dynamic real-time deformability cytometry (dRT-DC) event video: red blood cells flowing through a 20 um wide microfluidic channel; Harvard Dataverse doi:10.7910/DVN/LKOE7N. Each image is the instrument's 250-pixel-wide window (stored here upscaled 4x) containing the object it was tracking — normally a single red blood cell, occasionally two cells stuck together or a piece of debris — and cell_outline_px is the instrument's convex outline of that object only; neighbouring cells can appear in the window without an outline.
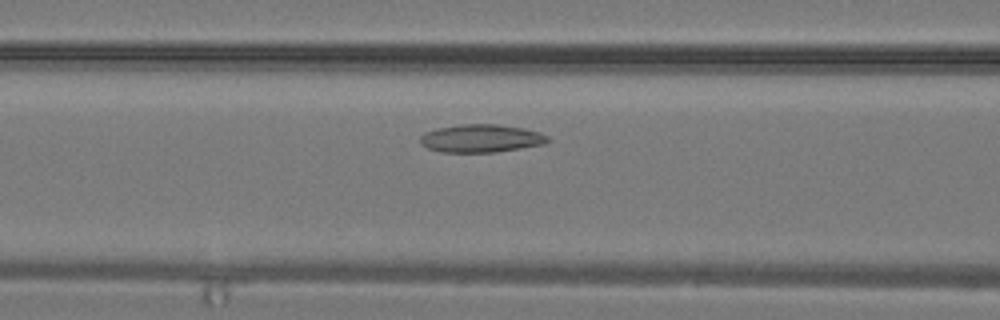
{"species": "common noctule bat (a hibernating species)", "species_latin": "Nyctalus noctula", "temperature_condition": "warm", "stored_images_in_passage": 27, "camera_frame_rate_fps": 3000, "um_per_image_px": 0.085, "animal": {"sex": "male", "body_mass_g": 19.2, "forearm_length_mm": 51.8}, "frame": {"image": 1, "passage_image": 8, "time_ms": 2.333, "image_size_px": [1000, 320], "cell_outline_px": [[552, 140], [544, 144], [496, 152], [440, 152], [428, 148], [420, 144], [420, 136], [424, 132], [436, 128], [460, 124], [500, 124], [524, 128], [540, 132], [548, 136]], "centroid_in_image_um": [40.89, 11.75], "position_along_channel_um": 125.7, "area_um2": 21.04}}
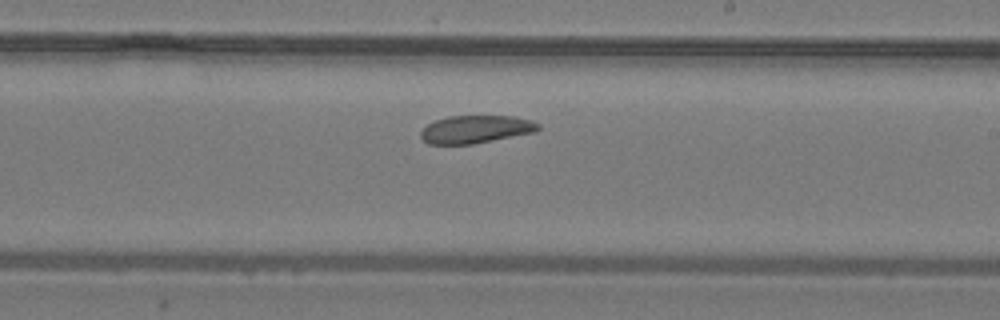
{"frame": {"image": 2, "passage_image": 14, "time_ms": 4.333, "image_size_px": [1000, 320], "cell_outline_px": [[540, 128], [536, 132], [472, 144], [428, 144], [420, 136], [420, 132], [428, 124], [436, 120], [448, 116], [512, 116], [528, 120], [540, 124]], "centroid_in_image_um": [40.43, 10.99], "position_along_channel_um": 248.6, "area_um2": 18.9}}
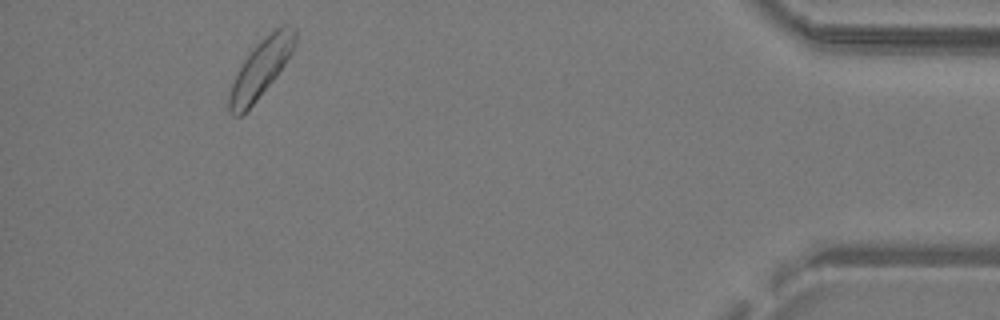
{"frame": {"image": 3, "passage_image": 25, "time_ms": 8.0, "image_size_px": [1000, 320], "cell_outline_px": [[296, 44], [292, 52], [276, 76], [256, 100], [240, 116], [232, 116], [228, 112], [228, 96], [232, 84], [244, 60], [256, 44], [276, 28], [296, 28]], "centroid_in_image_um": [22.14, 5.86], "position_along_channel_um": 413.1, "area_um2": 21.39}}